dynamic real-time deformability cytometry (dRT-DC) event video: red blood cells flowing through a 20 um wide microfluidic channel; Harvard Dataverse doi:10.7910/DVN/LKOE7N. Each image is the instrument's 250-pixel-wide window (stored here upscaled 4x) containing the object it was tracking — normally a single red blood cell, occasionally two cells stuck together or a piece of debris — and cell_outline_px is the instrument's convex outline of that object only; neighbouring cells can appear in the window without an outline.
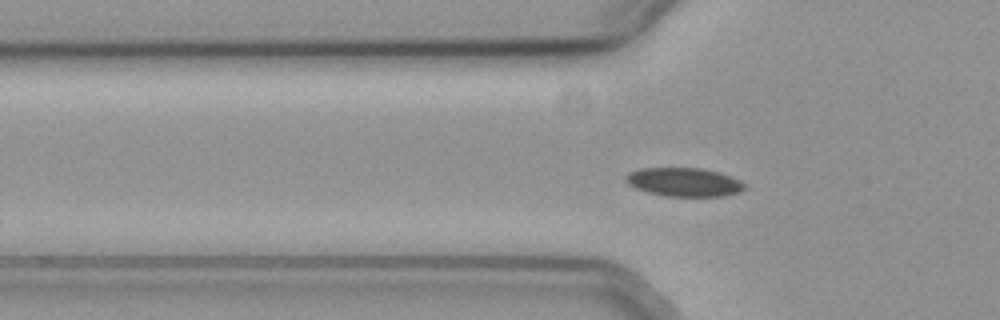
{"species": "common noctule bat (a hibernating species)", "species_latin": "Nyctalus noctula", "temperature_condition": "cold", "stored_images_in_passage": 55, "camera_frame_rate_fps": 3000, "um_per_image_px": 0.085, "animal": {"sex": "female", "body_mass_g": 19.3, "forearm_length_mm": 54.1}, "frame": {"image": 1, "passage_image": 16, "time_ms": 5.0, "image_size_px": [1000, 320], "cell_outline_px": [[748, 188], [740, 192], [724, 196], [664, 196], [648, 192], [636, 188], [628, 184], [624, 180], [624, 176], [628, 172], [640, 168], [704, 168], [720, 172], [732, 176], [740, 180]], "centroid_in_image_um": [58.16, 15.47], "position_along_channel_um": 67.6, "area_um2": 20.17}}
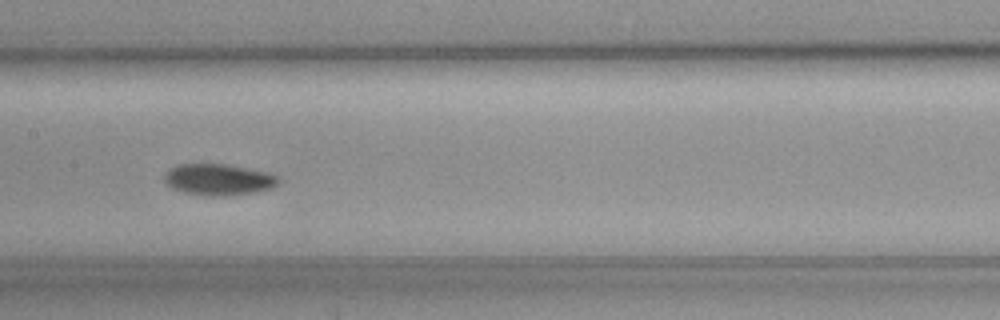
{"frame": {"image": 2, "passage_image": 26, "time_ms": 8.333, "image_size_px": [1000, 320], "cell_outline_px": [[280, 184], [272, 188], [256, 192], [224, 196], [204, 196], [184, 192], [172, 188], [164, 184], [164, 176], [172, 168], [180, 164], [224, 164], [268, 172], [280, 176]], "centroid_in_image_um": [18.62, 15.28], "position_along_channel_um": 188.8, "area_um2": 20.98}}
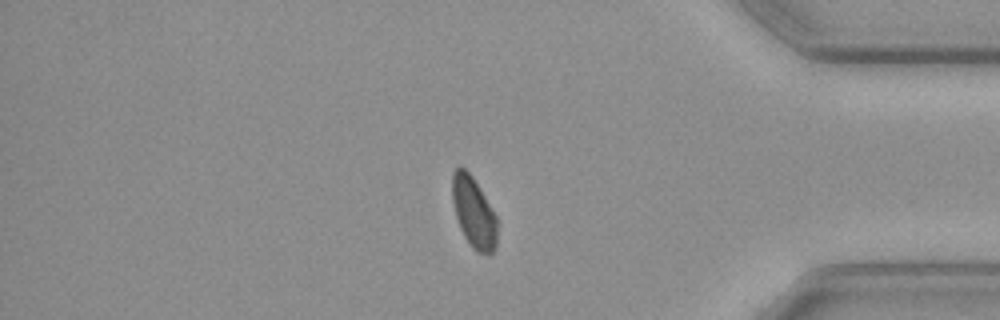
{"frame": {"image": 3, "passage_image": 45, "time_ms": 14.667, "image_size_px": [1000, 320], "cell_outline_px": [[496, 248], [488, 256], [476, 252], [472, 248], [464, 236], [460, 228], [456, 216], [452, 200], [452, 172], [460, 164], [472, 176], [496, 216]], "centroid_in_image_um": [40.25, 18.07], "position_along_channel_um": 395.0, "area_um2": 18.5}}